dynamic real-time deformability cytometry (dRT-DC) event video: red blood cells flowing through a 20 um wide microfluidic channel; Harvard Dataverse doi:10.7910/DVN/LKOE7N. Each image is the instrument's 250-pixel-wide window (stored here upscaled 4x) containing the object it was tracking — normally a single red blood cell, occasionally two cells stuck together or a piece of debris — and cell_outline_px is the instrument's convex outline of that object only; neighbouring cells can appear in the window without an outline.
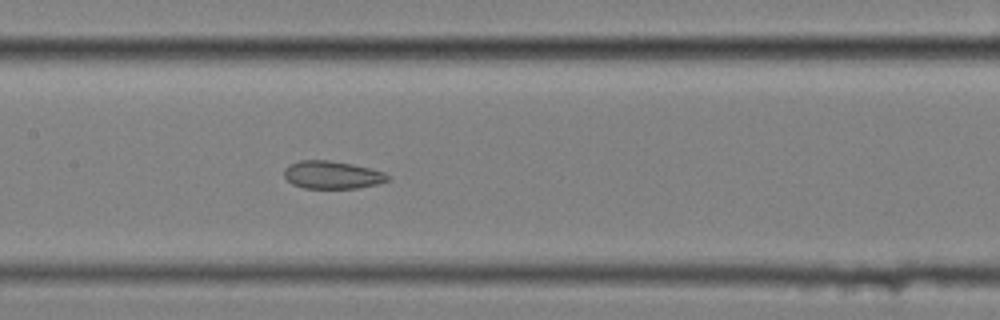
{"species": "common noctule bat (a hibernating species)", "species_latin": "Nyctalus noctula", "temperature_condition": "cold", "stored_images_in_passage": 59, "segment_of_instrument_passage": [2, 2], "camera_frame_rate_fps": 3000, "um_per_image_px": 0.085, "animal": {"sex": "female", "body_mass_g": 25.1}, "frame": {"image": 1, "passage_image": 29, "time_ms": 9.333, "image_size_px": [1000, 320], "cell_outline_px": [[392, 176], [388, 180], [376, 184], [356, 188], [304, 188], [292, 184], [284, 176], [284, 168], [288, 164], [300, 160], [328, 160], [352, 164], [384, 172]], "centroid_in_image_um": [28.21, 14.86], "position_along_channel_um": 179.2, "area_um2": 16.76}}
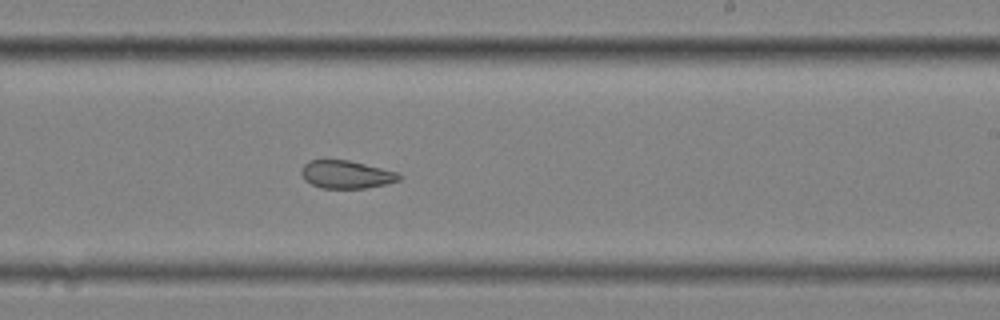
{"frame": {"image": 2, "passage_image": 36, "time_ms": 11.667, "image_size_px": [1000, 320], "cell_outline_px": [[404, 176], [400, 180], [388, 184], [364, 188], [320, 188], [304, 180], [300, 172], [300, 168], [308, 160], [348, 160], [400, 172]], "centroid_in_image_um": [29.46, 14.83], "position_along_channel_um": 259.5, "area_um2": 16.18}}
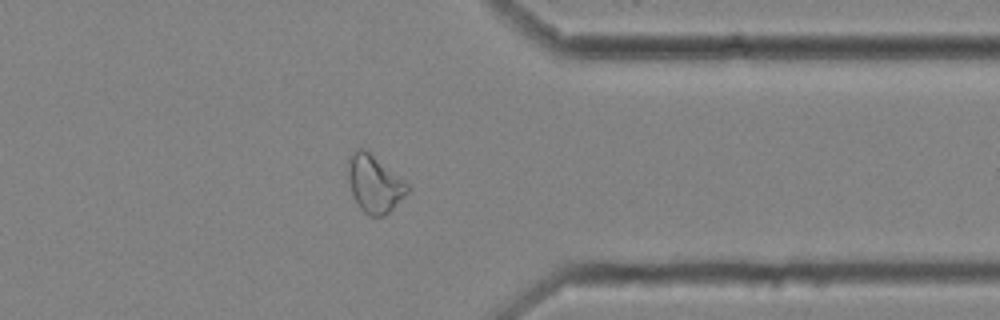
{"frame": {"image": 3, "passage_image": 47, "time_ms": 15.333, "image_size_px": [1000, 320], "cell_outline_px": [[408, 192], [384, 216], [372, 216], [364, 212], [360, 208], [352, 196], [348, 176], [348, 156], [356, 148], [364, 148], [404, 180], [408, 184]], "centroid_in_image_um": [31.79, 15.6], "position_along_channel_um": 379.6, "area_um2": 19.59}}